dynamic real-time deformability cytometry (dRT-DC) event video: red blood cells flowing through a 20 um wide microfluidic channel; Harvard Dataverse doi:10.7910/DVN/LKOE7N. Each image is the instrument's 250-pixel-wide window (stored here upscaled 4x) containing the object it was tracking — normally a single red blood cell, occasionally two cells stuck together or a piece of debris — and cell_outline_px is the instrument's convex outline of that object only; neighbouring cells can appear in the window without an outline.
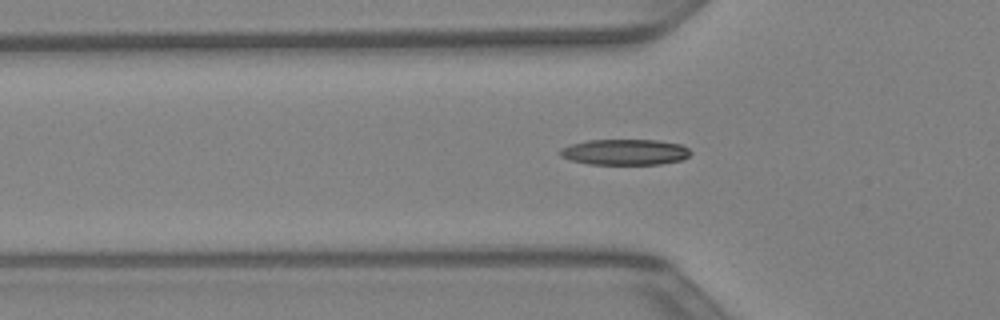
{"species": "Egyptian fruit bat (a non-hibernating species)", "species_latin": "Rousettus aegyptiacus", "temperature_condition": "warm", "stored_images_in_passage": 24, "camera_frame_rate_fps": 3000, "um_per_image_px": 0.085, "animal": {"sex": "female"}, "frame": {"image": 1, "passage_image": 4, "time_ms": 1.0, "image_size_px": [1000, 320], "cell_outline_px": [[692, 152], [684, 160], [660, 164], [588, 164], [572, 160], [560, 156], [560, 148], [572, 144], [588, 140], [656, 140], [680, 144], [688, 148]], "centroid_in_image_um": [53.14, 12.93], "position_along_channel_um": 72.7, "area_um2": 19.59}}
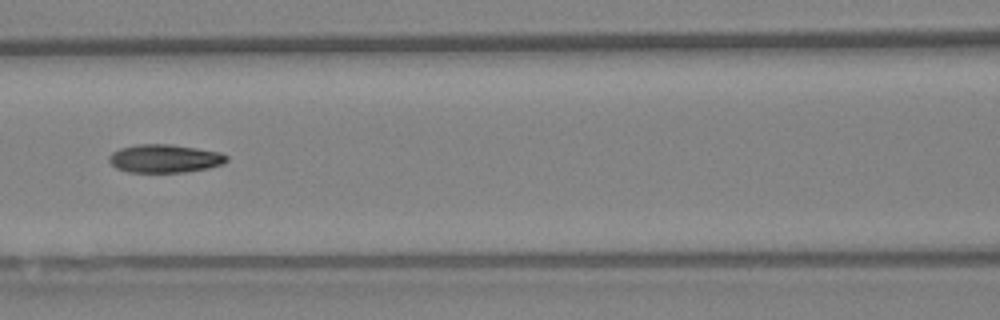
{"frame": {"image": 2, "passage_image": 9, "time_ms": 2.667, "image_size_px": [1000, 320], "cell_outline_px": [[228, 160], [224, 164], [208, 168], [188, 172], [128, 172], [116, 168], [108, 160], [108, 156], [112, 152], [120, 148], [136, 144], [172, 144], [220, 152], [228, 156]], "centroid_in_image_um": [14.0, 13.47], "position_along_channel_um": 152.6, "area_um2": 19.54}}
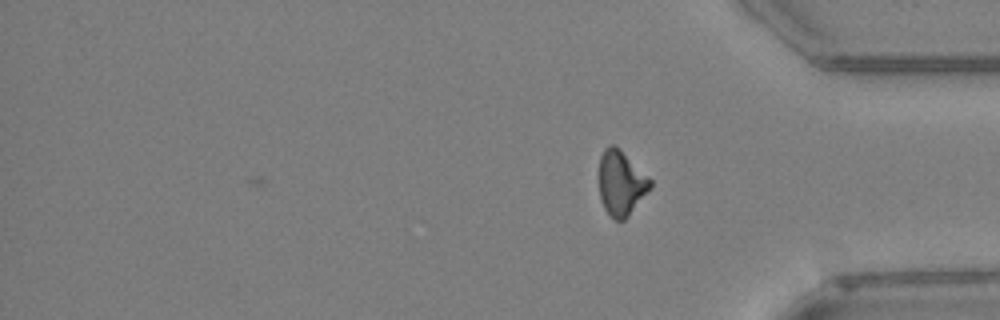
{"frame": {"image": 3, "passage_image": 24, "time_ms": 7.667, "image_size_px": [1000, 320], "cell_outline_px": [[652, 188], [628, 216], [624, 220], [616, 220], [604, 208], [600, 196], [600, 156], [604, 148], [608, 144], [612, 144], [620, 148], [652, 180]], "centroid_in_image_um": [52.82, 15.53], "position_along_channel_um": 382.4, "area_um2": 19.31}}